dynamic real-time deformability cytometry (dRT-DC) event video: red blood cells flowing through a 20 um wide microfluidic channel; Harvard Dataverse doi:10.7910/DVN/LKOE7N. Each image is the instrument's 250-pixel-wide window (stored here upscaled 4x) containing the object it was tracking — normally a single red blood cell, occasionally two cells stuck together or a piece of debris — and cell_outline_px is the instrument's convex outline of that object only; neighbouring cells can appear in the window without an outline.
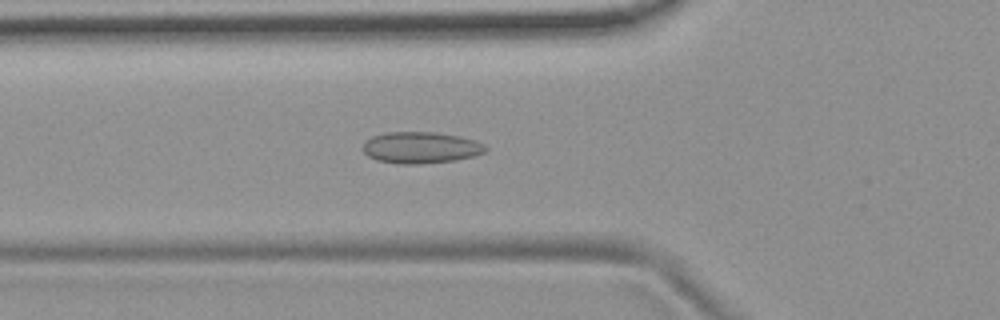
{"species": "common noctule bat (a hibernating species)", "species_latin": "Nyctalus noctula", "temperature_condition": "room temperature", "stored_images_in_passage": 51, "camera_frame_rate_fps": 3000, "um_per_image_px": 0.085, "animal": {"sex": "female", "body_mass_g": 19.9}, "frame": {"image": 1, "passage_image": 16, "time_ms": 5.0, "image_size_px": [1000, 320], "cell_outline_px": [[488, 148], [484, 152], [472, 156], [456, 160], [420, 164], [396, 164], [376, 160], [368, 156], [360, 148], [372, 136], [388, 132], [436, 132], [460, 136], [476, 140], [484, 144]], "centroid_in_image_um": [35.76, 12.55], "position_along_channel_um": 90.0, "area_um2": 22.66}}
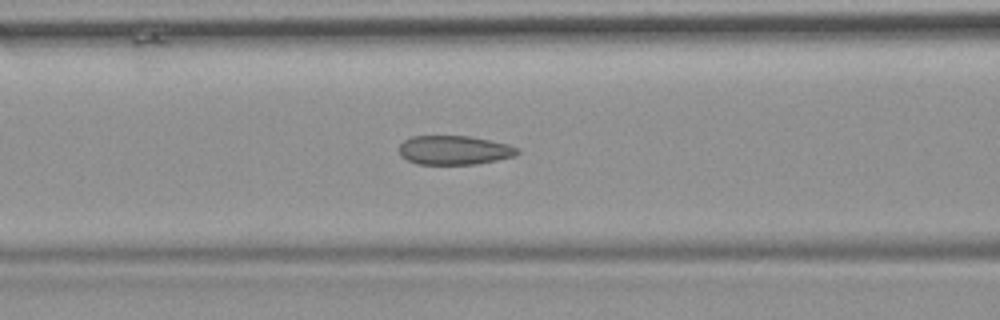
{"frame": {"image": 2, "passage_image": 19, "time_ms": 6.0, "image_size_px": [1000, 320], "cell_outline_px": [[520, 152], [516, 156], [476, 164], [416, 164], [400, 156], [400, 144], [404, 140], [412, 136], [468, 136], [508, 144], [520, 148]], "centroid_in_image_um": [38.63, 12.76], "position_along_channel_um": 128.0, "area_um2": 20.06}}
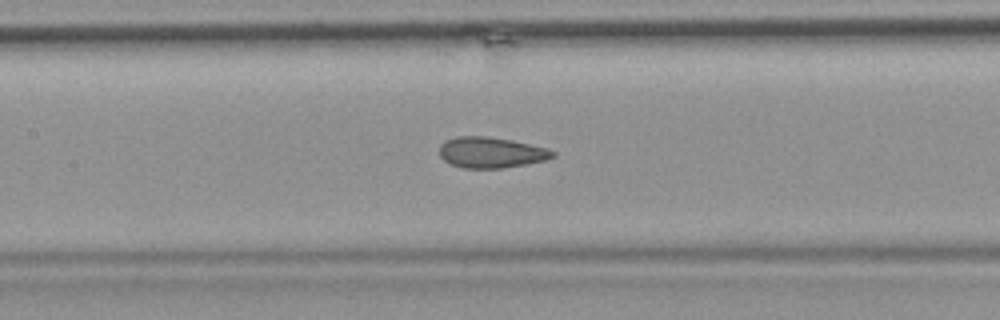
{"frame": {"image": 3, "passage_image": 22, "time_ms": 7.0, "image_size_px": [1000, 320], "cell_outline_px": [[556, 156], [548, 160], [528, 164], [500, 168], [464, 168], [452, 164], [444, 160], [440, 156], [440, 144], [444, 140], [456, 136], [488, 136], [512, 140], [548, 148], [556, 152]], "centroid_in_image_um": [41.77, 12.95], "position_along_channel_um": 165.6, "area_um2": 20.58}, "authors_computed_cell_mechanics": {"area_um2": 20.7502, "velocity_mm_per_s": 3.7615, "shape_relaxation_time_tau1_ms": null, "shape_relaxation_time_tau2_ms": 1.6683, "deformation_change_tau1": null, "deformation_change_tau2": 0.0802}}